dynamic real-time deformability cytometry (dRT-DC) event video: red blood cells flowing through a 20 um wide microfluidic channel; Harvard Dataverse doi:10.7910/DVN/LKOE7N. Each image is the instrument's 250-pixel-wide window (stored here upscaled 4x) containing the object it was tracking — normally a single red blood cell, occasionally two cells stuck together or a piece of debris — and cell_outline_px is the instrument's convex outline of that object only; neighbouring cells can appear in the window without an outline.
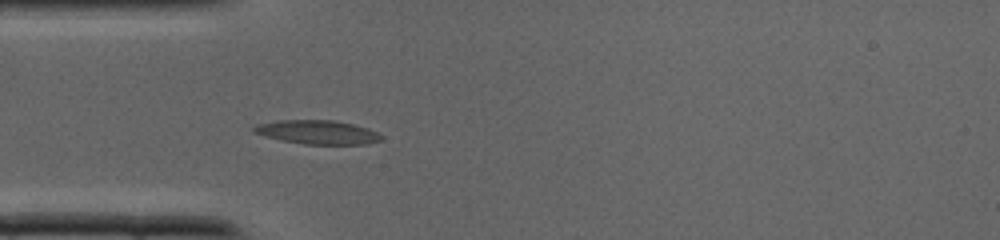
{"species": "common noctule bat (a hibernating species)", "species_latin": "Nyctalus noctula", "temperature_condition": "cold", "stored_images_in_passage": 30, "camera_frame_rate_fps": 3000, "um_per_image_px": 0.085, "animal": {"sex": "male", "body_mass_g": 19.0, "forearm_length_mm": 50.8}, "frame": {"image": 1, "passage_image": 4, "time_ms": 1.0, "image_size_px": [1000, 240], "cell_outline_px": [[380, 140], [368, 144], [304, 144], [280, 140], [252, 132], [252, 128], [260, 124], [280, 120], [332, 120], [352, 124], [368, 128], [376, 132], [380, 136]], "centroid_in_image_um": [26.97, 11.24], "position_along_channel_um": 58.0, "area_um2": 17.46}}
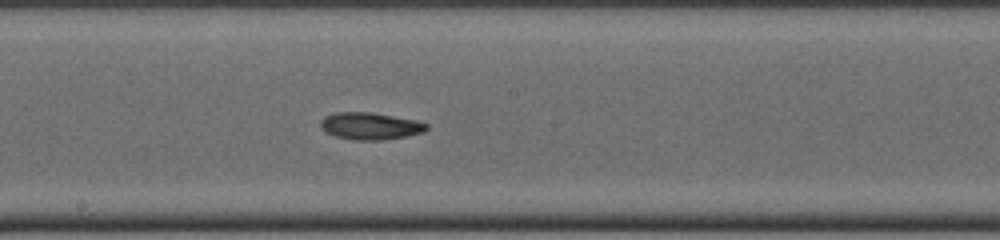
{"frame": {"image": 2, "passage_image": 13, "time_ms": 4.0, "image_size_px": [1000, 240], "cell_outline_px": [[428, 128], [424, 132], [408, 136], [384, 140], [352, 140], [336, 136], [324, 132], [320, 128], [320, 120], [324, 116], [336, 112], [372, 112], [416, 120], [428, 124]], "centroid_in_image_um": [31.45, 10.71], "position_along_channel_um": 216.7, "area_um2": 16.99}}
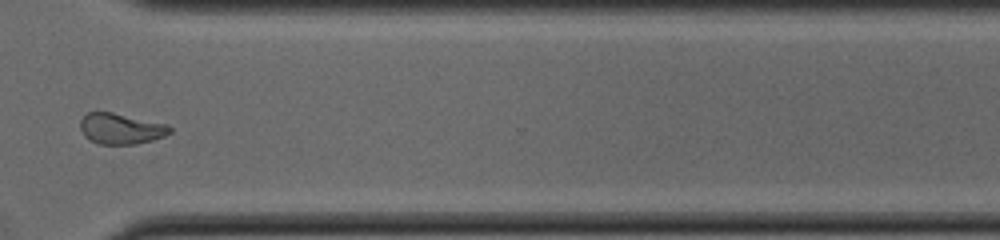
{"frame": {"image": 3, "passage_image": 21, "time_ms": 6.667, "image_size_px": [1000, 240], "cell_outline_px": [[172, 132], [164, 136], [152, 140], [136, 144], [100, 144], [84, 136], [80, 128], [80, 120], [88, 112], [112, 112], [168, 124], [172, 128]], "centroid_in_image_um": [10.3, 10.93], "position_along_channel_um": 360.3, "area_um2": 16.07}}